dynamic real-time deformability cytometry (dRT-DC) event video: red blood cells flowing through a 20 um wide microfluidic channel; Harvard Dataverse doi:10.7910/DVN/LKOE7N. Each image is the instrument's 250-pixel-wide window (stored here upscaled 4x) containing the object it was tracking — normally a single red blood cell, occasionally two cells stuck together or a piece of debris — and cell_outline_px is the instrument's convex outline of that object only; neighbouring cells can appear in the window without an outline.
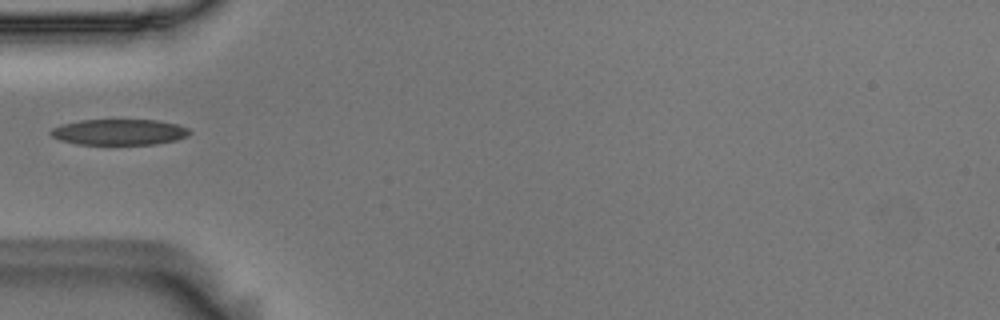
{"species": "Egyptian fruit bat (a non-hibernating species)", "species_latin": "Rousettus aegyptiacus", "temperature_condition": "room temperature", "stored_images_in_passage": 9, "camera_frame_rate_fps": 3000, "um_per_image_px": 0.085, "animal": {"sex": "male"}, "frame": {"image": 1, "passage_image": 1, "time_ms": 0.0, "image_size_px": [1000, 320], "cell_outline_px": [[192, 132], [176, 140], [156, 144], [76, 144], [60, 140], [52, 136], [48, 132], [52, 128], [60, 124], [80, 120], [156, 120], [176, 124], [188, 128]], "centroid_in_image_um": [10.08, 11.22], "position_along_channel_um": 74.9, "area_um2": 20.87}}
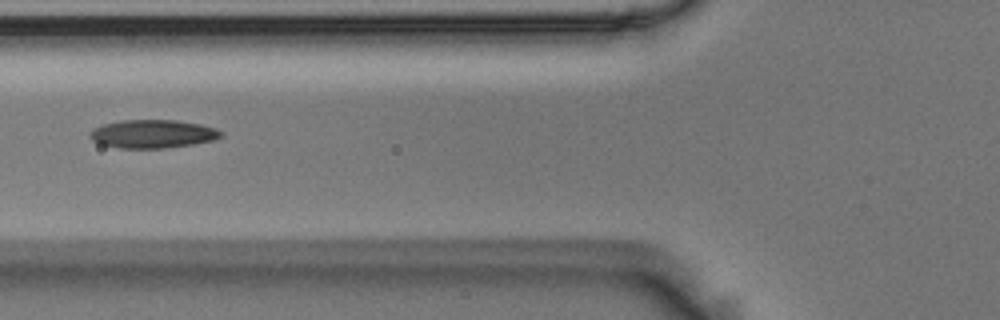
{"frame": {"image": 2, "passage_image": 4, "time_ms": 1.0, "image_size_px": [1000, 320], "cell_outline_px": [[224, 136], [216, 140], [192, 144], [164, 148], [120, 148], [100, 144], [92, 140], [88, 136], [92, 128], [104, 124], [120, 120], [176, 120], [200, 124], [216, 128], [224, 132]], "centroid_in_image_um": [13.0, 11.38], "position_along_channel_um": 112.8, "area_um2": 21.85}}
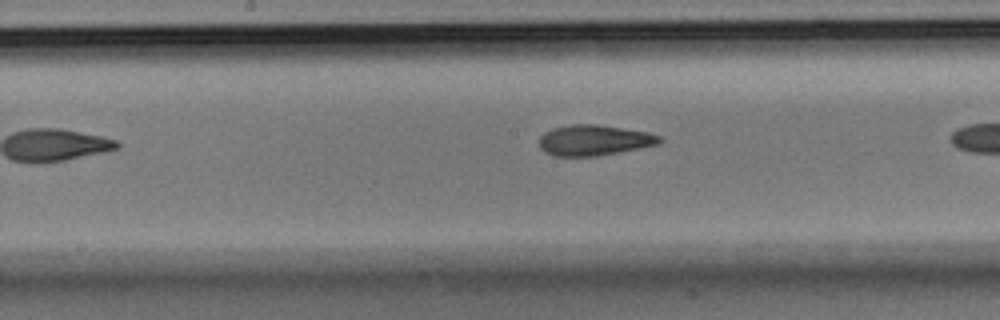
{"frame": {"image": 3, "passage_image": 8, "time_ms": 2.333, "image_size_px": [1000, 320], "cell_outline_px": [[664, 140], [660, 144], [640, 148], [596, 156], [552, 156], [544, 152], [540, 148], [540, 136], [544, 132], [552, 128], [572, 124], [596, 124], [648, 132], [660, 136]], "centroid_in_image_um": [50.49, 11.92], "position_along_channel_um": 197.7, "area_um2": 21.56}}